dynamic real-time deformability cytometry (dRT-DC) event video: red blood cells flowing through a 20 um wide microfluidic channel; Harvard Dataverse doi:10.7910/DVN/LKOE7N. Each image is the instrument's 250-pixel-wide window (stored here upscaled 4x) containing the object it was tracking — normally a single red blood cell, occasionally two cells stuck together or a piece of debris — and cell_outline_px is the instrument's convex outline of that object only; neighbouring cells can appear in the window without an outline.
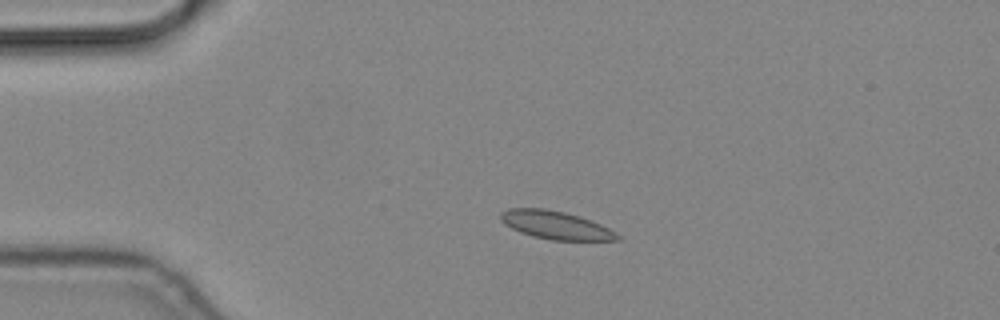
{"species": "common noctule bat (a hibernating species)", "species_latin": "Nyctalus noctula", "temperature_condition": "cold", "stored_images_in_passage": 4, "camera_frame_rate_fps": 3000, "um_per_image_px": 0.085, "animal": {"sex": "male", "body_mass_g": 19.2, "forearm_length_mm": 51.8}, "frame": {"image": 1, "passage_image": 3, "time_ms": 0.667, "image_size_px": [1000, 320], "cell_outline_px": [[620, 240], [552, 240], [532, 236], [520, 232], [504, 224], [500, 220], [500, 212], [508, 208], [544, 208], [564, 212], [580, 216], [600, 224], [616, 232], [620, 236]], "centroid_in_image_um": [47.2, 19.13], "position_along_channel_um": 37.8, "area_um2": 19.13}}